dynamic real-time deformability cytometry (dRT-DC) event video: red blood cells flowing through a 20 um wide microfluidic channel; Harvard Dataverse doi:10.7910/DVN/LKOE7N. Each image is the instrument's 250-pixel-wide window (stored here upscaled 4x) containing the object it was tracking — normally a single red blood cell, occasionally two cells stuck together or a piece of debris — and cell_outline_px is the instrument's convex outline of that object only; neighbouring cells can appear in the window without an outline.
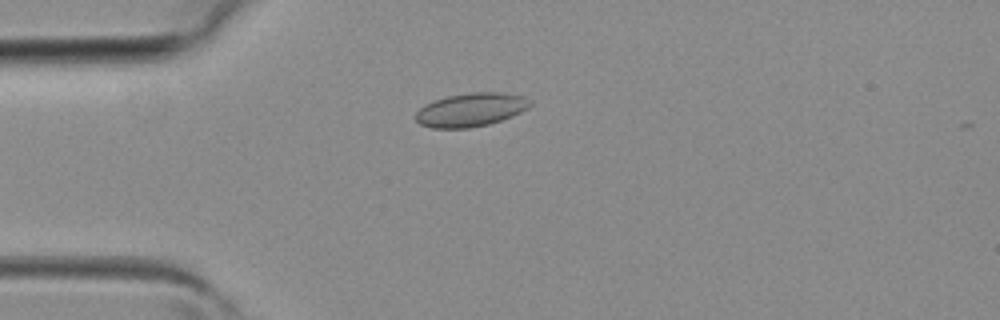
{"species": "common noctule bat (a hibernating species)", "species_latin": "Nyctalus noctula", "temperature_condition": "room temperature", "stored_images_in_passage": 2, "camera_frame_rate_fps": 3000, "um_per_image_px": 0.085, "animal": {"sex": "female", "body_mass_g": 19.3, "forearm_length_mm": 54.1}, "frame": {"image": 1, "passage_image": 1, "time_ms": 0.0, "image_size_px": [1000, 320], "cell_outline_px": [[532, 104], [528, 108], [512, 116], [488, 124], [468, 128], [432, 128], [420, 124], [416, 120], [416, 112], [424, 104], [448, 96], [472, 92], [500, 92], [524, 96]], "centroid_in_image_um": [40.01, 9.33], "position_along_channel_um": 45.0, "area_um2": 22.2}}